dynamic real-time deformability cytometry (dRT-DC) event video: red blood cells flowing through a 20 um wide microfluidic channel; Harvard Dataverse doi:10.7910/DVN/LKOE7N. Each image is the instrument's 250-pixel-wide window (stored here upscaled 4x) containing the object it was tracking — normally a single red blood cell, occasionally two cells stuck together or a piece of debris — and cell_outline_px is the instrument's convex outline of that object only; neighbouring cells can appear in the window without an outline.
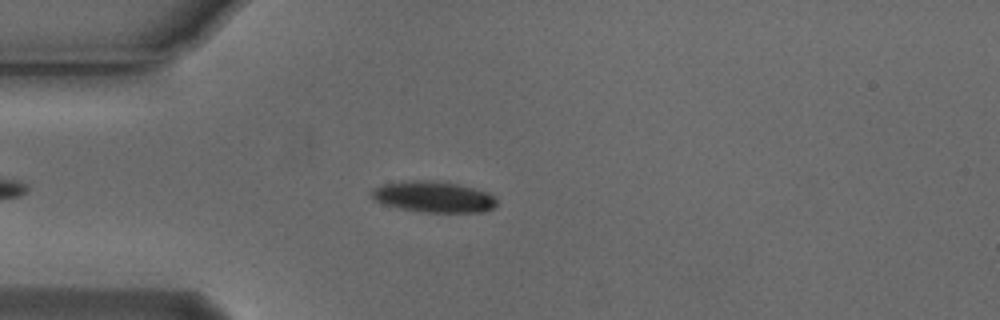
{"species": "Egyptian fruit bat (a non-hibernating species)", "species_latin": "Rousettus aegyptiacus", "temperature_condition": "cold", "stored_images_in_passage": 50, "camera_frame_rate_fps": 3000, "um_per_image_px": 0.085, "animal": {"sex": "male"}, "frame": {"image": 1, "passage_image": 10, "time_ms": 3.0, "image_size_px": [1000, 320], "cell_outline_px": [[496, 204], [492, 208], [484, 212], [420, 212], [400, 208], [384, 204], [376, 200], [372, 196], [372, 188], [384, 184], [408, 180], [432, 180], [460, 184], [488, 192], [496, 200]], "centroid_in_image_um": [36.86, 16.72], "position_along_channel_um": 48.1, "area_um2": 22.6}}
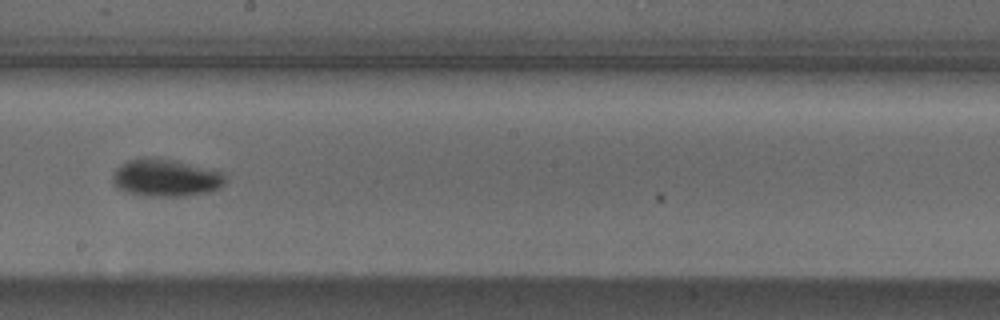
{"frame": {"image": 2, "passage_image": 26, "time_ms": 8.333, "image_size_px": [1000, 320], "cell_outline_px": [[224, 184], [220, 188], [208, 192], [184, 196], [148, 196], [128, 192], [116, 188], [112, 180], [112, 172], [120, 164], [128, 160], [140, 156], [152, 156], [176, 160], [224, 172]], "centroid_in_image_um": [14.05, 15.08], "position_along_channel_um": 234.2, "area_um2": 25.03}}
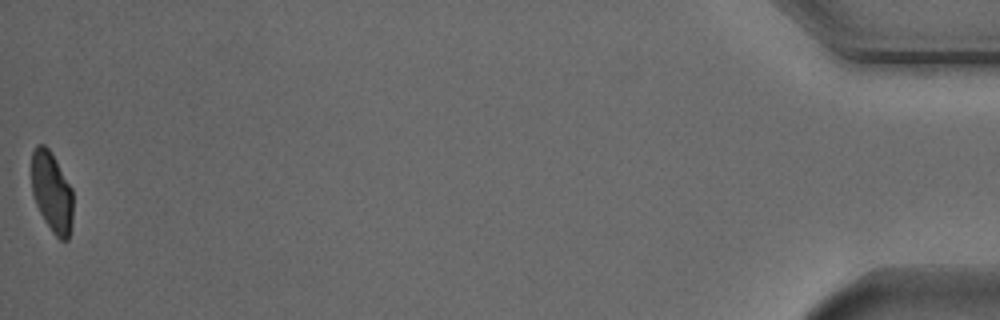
{"frame": {"image": 3, "passage_image": 50, "time_ms": 16.333, "image_size_px": [1000, 320], "cell_outline_px": [[72, 224], [68, 240], [60, 240], [52, 232], [44, 220], [36, 204], [32, 192], [32, 152], [36, 144], [44, 144], [48, 148], [56, 160], [72, 188]], "centroid_in_image_um": [4.41, 16.33], "position_along_channel_um": 430.8, "area_um2": 19.42}, "authors_computed_cell_mechanics": {"area_um2": 21.4149, "velocity_mm_per_s": 3.7458, "shape_relaxation_time_tau1_ms": 3.4869, "shape_relaxation_time_tau2_ms": 9.0934, "deformation_change_tau1": 0.1572, "deformation_change_tau2": 0.0847}}